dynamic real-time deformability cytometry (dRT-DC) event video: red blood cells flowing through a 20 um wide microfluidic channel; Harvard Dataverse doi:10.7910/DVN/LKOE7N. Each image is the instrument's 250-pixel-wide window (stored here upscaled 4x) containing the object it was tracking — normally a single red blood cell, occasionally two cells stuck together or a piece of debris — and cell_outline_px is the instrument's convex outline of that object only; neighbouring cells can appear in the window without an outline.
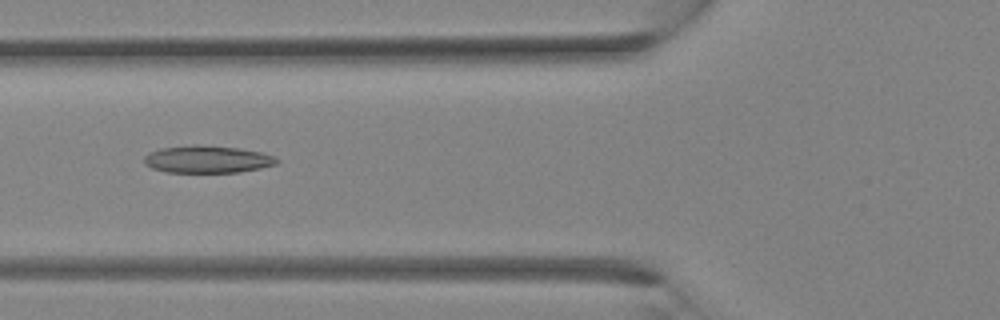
{"species": "Egyptian fruit bat (a non-hibernating species)", "species_latin": "Rousettus aegyptiacus", "temperature_condition": "room temperature", "stored_images_in_passage": 27, "camera_frame_rate_fps": 3000, "um_per_image_px": 0.085, "animal": {"sex": "female"}, "frame": {"image": 1, "passage_image": 6, "time_ms": 1.667, "image_size_px": [1000, 320], "cell_outline_px": [[280, 160], [276, 164], [260, 168], [240, 172], [168, 172], [152, 168], [144, 164], [144, 156], [148, 152], [160, 148], [196, 144], [240, 148], [260, 152], [272, 156]], "centroid_in_image_um": [17.59, 13.53], "position_along_channel_um": 108.2, "area_um2": 21.15}}
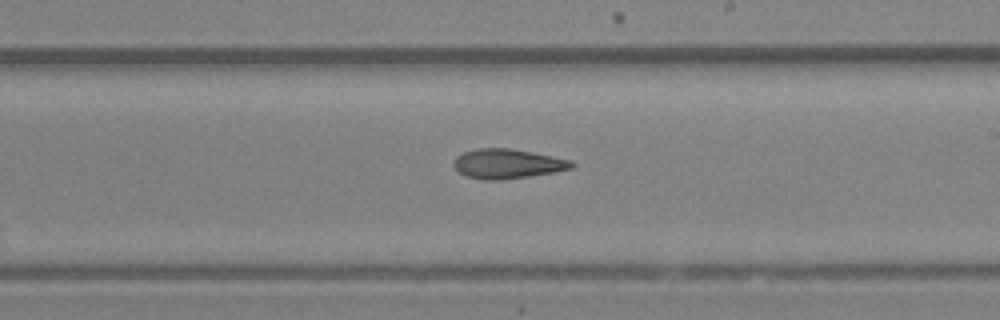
{"frame": {"image": 2, "passage_image": 13, "time_ms": 4.0, "image_size_px": [1000, 320], "cell_outline_px": [[576, 164], [572, 168], [556, 172], [500, 180], [484, 180], [468, 176], [460, 172], [452, 164], [456, 156], [464, 152], [476, 148], [508, 148], [532, 152], [572, 160]], "centroid_in_image_um": [43.15, 13.91], "position_along_channel_um": 245.8, "area_um2": 20.29}}
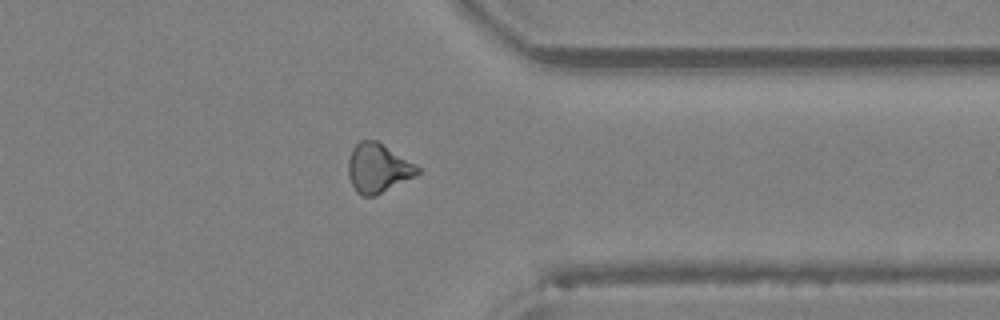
{"frame": {"image": 3, "passage_image": 20, "time_ms": 6.333, "image_size_px": [1000, 320], "cell_outline_px": [[420, 172], [376, 196], [364, 196], [356, 192], [348, 176], [348, 160], [352, 148], [360, 140], [376, 140], [416, 164], [420, 168]], "centroid_in_image_um": [32.1, 14.28], "position_along_channel_um": 379.3, "area_um2": 19.65}}